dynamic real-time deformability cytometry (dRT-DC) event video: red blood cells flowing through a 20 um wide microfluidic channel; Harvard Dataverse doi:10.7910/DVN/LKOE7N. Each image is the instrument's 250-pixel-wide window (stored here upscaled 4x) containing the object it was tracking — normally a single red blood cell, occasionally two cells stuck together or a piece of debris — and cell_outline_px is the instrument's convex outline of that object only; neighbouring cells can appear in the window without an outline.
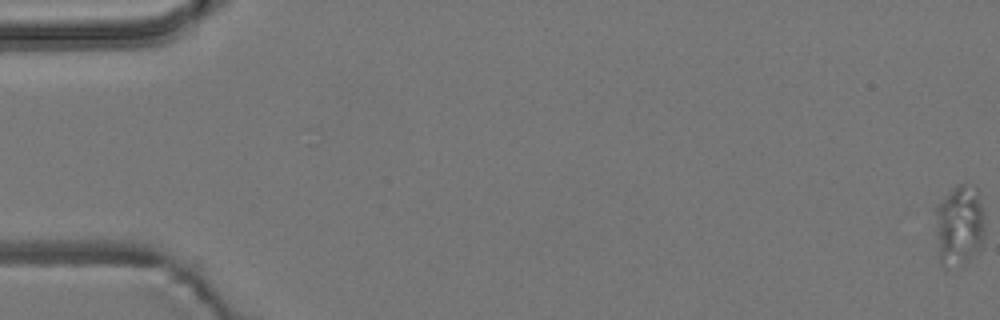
{"species": "common noctule bat (a hibernating species)", "species_latin": "Nyctalus noctula", "temperature_condition": "room temperature", "stored_images_in_passage": 35, "camera_frame_rate_fps": 3000, "um_per_image_px": 0.085, "animal": {"sex": "male", "body_mass_g": 19.2, "forearm_length_mm": 51.8}, "frame": {"image": 1, "passage_image": 1, "time_ms": 0.0, "image_size_px": [1000, 320], "cell_outline_px": [[984, 240], [980, 248], [968, 260], [948, 268], [944, 268], [940, 264], [936, 212], [936, 204], [960, 184], [964, 184], [976, 188], [984, 212]], "centroid_in_image_um": [81.57, 19.17], "position_along_channel_um": 3.4, "area_um2": 22.89}}
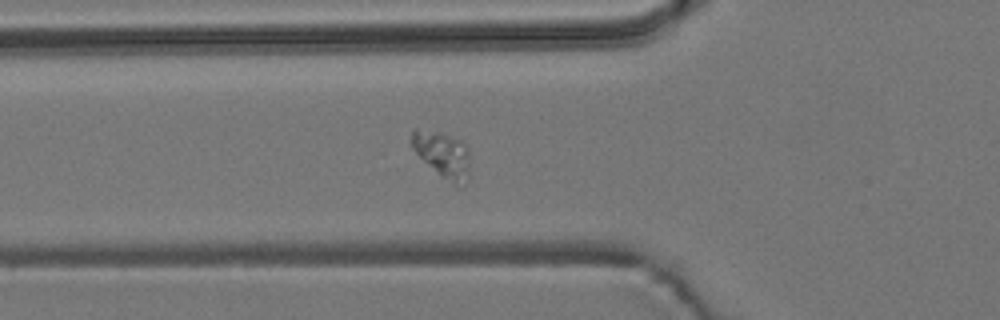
{"frame": {"image": 2, "passage_image": 22, "time_ms": 7.0, "image_size_px": [1000, 320], "cell_outline_px": [[468, 172], [464, 184], [460, 188], [456, 188], [440, 176], [412, 148], [412, 128], [416, 128], [440, 132], [460, 140], [468, 144]], "centroid_in_image_um": [37.64, 13.15], "position_along_channel_um": 88.2, "area_um2": 15.66}}
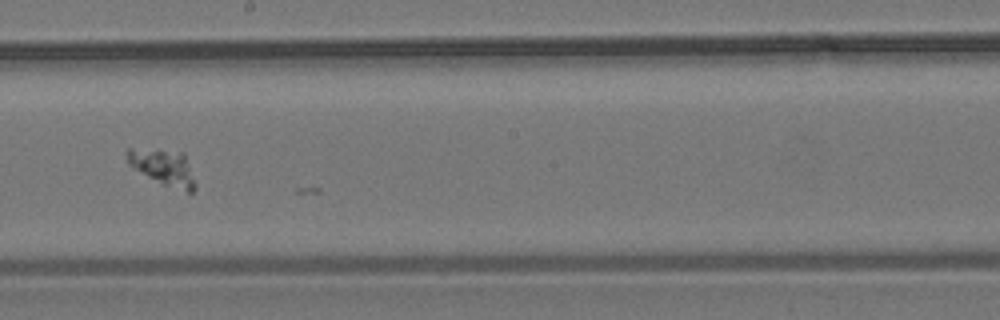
{"frame": {"image": 3, "passage_image": 34, "time_ms": 11.0, "image_size_px": [1000, 320], "cell_outline_px": [[196, 188], [192, 192], [188, 192], [164, 184], [148, 176], [128, 164], [124, 152], [128, 148], [132, 148], [184, 152], [196, 184]], "centroid_in_image_um": [13.87, 14.2], "position_along_channel_um": 234.3, "area_um2": 14.05}}